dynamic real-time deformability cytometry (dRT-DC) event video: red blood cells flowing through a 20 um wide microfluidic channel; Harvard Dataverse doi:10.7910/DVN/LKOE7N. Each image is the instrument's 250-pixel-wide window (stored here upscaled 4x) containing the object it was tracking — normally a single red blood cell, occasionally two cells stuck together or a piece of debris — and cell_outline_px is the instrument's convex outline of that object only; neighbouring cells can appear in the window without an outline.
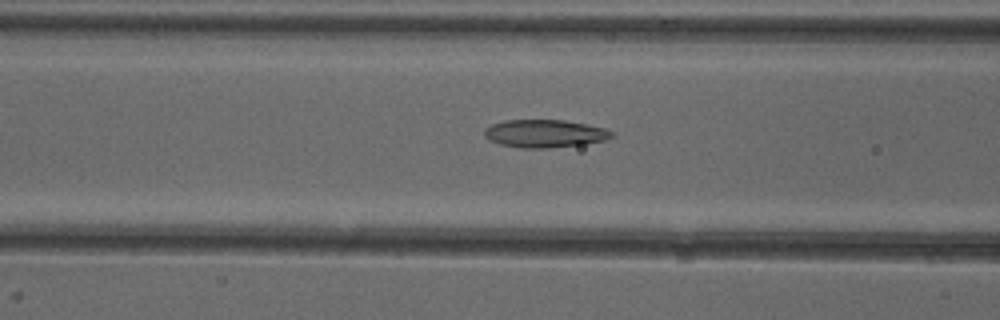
{"species": "common noctule bat (a hibernating species)", "species_latin": "Nyctalus noctula", "temperature_condition": "cold", "stored_images_in_passage": 52, "camera_frame_rate_fps": 3000, "um_per_image_px": 0.085, "animal": {"sex": "female"}, "frame": {"image": 1, "passage_image": 21, "time_ms": 6.667, "image_size_px": [1000, 320], "cell_outline_px": [[616, 136], [604, 140], [584, 144], [544, 148], [520, 148], [500, 144], [488, 140], [484, 136], [484, 128], [492, 124], [504, 120], [564, 120], [608, 128]], "centroid_in_image_um": [46.3, 11.35], "position_along_channel_um": 120.3, "area_um2": 20.81}}
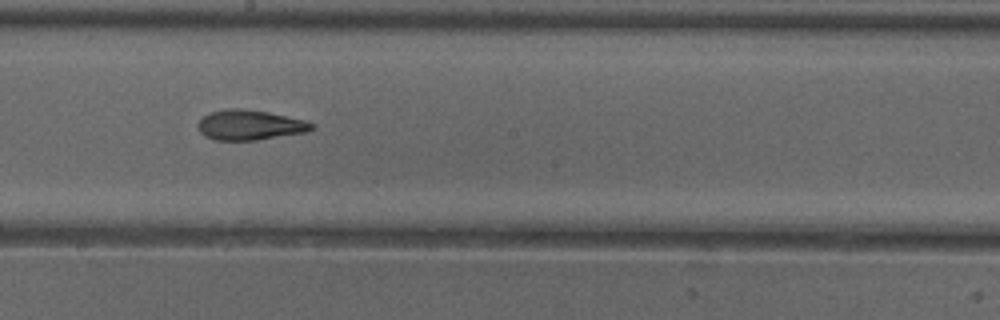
{"frame": {"image": 2, "passage_image": 29, "time_ms": 9.333, "image_size_px": [1000, 320], "cell_outline_px": [[316, 128], [304, 132], [256, 140], [216, 140], [204, 136], [200, 132], [200, 120], [208, 112], [232, 108], [240, 108], [268, 112], [304, 120], [316, 124]], "centroid_in_image_um": [21.25, 10.62], "position_along_channel_um": 226.9, "area_um2": 19.71}}
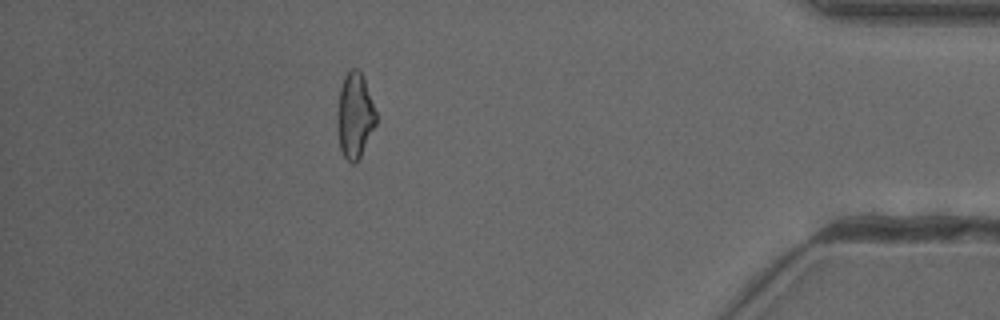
{"frame": {"image": 3, "passage_image": 46, "time_ms": 15.0, "image_size_px": [1000, 320], "cell_outline_px": [[376, 124], [356, 164], [352, 164], [344, 156], [340, 148], [336, 116], [336, 112], [340, 88], [344, 76], [352, 68], [356, 68], [360, 72], [364, 80], [376, 112]], "centroid_in_image_um": [30.13, 9.83], "position_along_channel_um": 405.1, "area_um2": 19.07}, "authors_computed_cell_mechanics": {"area_um2": 20.3456, "velocity_mm_per_s": 3.9798, "shape_relaxation_time_tau1_ms": 7.0586, "shape_relaxation_time_tau2_ms": 2.7599, "deformation_change_tau1": 0.1782, "deformation_change_tau2": 0.111}}